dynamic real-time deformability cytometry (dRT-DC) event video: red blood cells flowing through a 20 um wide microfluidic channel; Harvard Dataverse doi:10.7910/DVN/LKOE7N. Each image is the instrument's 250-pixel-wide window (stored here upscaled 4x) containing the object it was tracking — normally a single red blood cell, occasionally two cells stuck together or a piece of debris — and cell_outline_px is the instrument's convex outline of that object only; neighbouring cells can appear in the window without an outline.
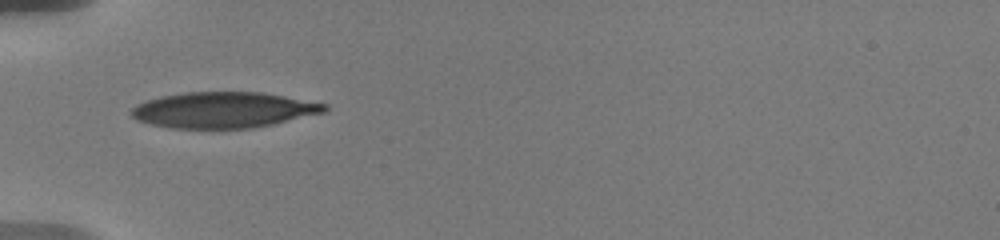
{"species": "human", "species_latin": "Homo sapiens", "temperature_condition": "warm", "stored_images_in_passage": 45, "camera_frame_rate_fps": 3000, "um_per_image_px": 0.085, "donor": {"sex": "male"}, "frame": {"image": 1, "passage_image": 1, "time_ms": 0.0, "image_size_px": [1000, 240], "cell_outline_px": [[328, 112], [272, 124], [252, 128], [172, 128], [152, 124], [136, 120], [128, 112], [136, 104], [144, 100], [160, 96], [184, 92], [260, 92], [284, 96], [328, 104]], "centroid_in_image_um": [18.98, 9.34], "position_along_channel_um": 66.0, "area_um2": 40.58}}
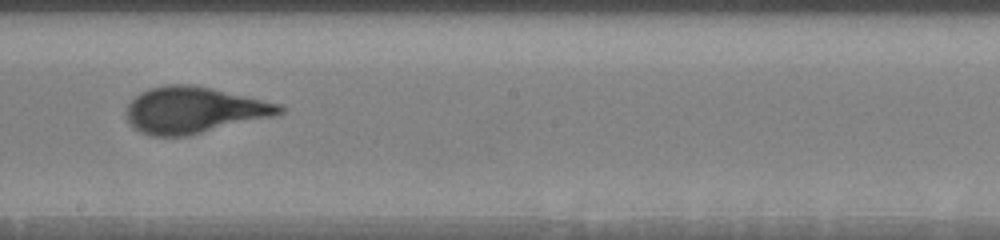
{"frame": {"image": 2, "passage_image": 14, "time_ms": 4.667, "image_size_px": [1000, 240], "cell_outline_px": [[284, 112], [276, 116], [188, 136], [152, 136], [136, 128], [128, 120], [128, 104], [140, 92], [148, 88], [168, 84], [192, 84], [212, 88], [284, 104]], "centroid_in_image_um": [16.57, 9.35], "position_along_channel_um": 231.6, "area_um2": 41.44}}
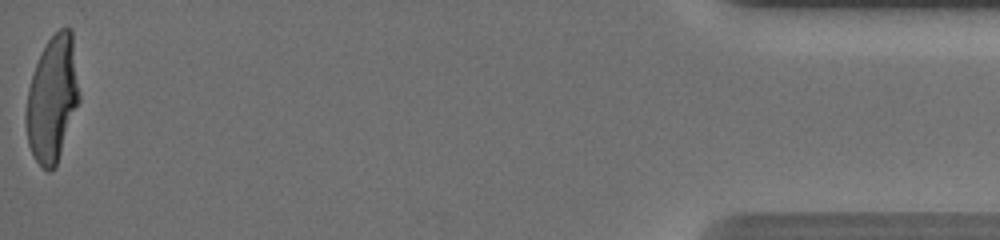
{"frame": {"image": 3, "passage_image": 45, "time_ms": 12.333, "image_size_px": [1000, 240], "cell_outline_px": [[80, 100], [56, 168], [48, 172], [36, 160], [28, 144], [24, 124], [24, 116], [28, 88], [36, 64], [48, 40], [60, 28], [72, 28], [80, 96]], "centroid_in_image_um": [4.45, 8.44], "position_along_channel_um": 430.7, "area_um2": 39.3}, "authors_computed_cell_mechanics": {"area_um2": 39.882, "velocity_mm_per_s": 3.6181, "shape_relaxation_time_tau1_ms": 4.6614, "shape_relaxation_time_tau2_ms": null, "deformation_change_tau1": 0.2269, "deformation_change_tau2": null}}